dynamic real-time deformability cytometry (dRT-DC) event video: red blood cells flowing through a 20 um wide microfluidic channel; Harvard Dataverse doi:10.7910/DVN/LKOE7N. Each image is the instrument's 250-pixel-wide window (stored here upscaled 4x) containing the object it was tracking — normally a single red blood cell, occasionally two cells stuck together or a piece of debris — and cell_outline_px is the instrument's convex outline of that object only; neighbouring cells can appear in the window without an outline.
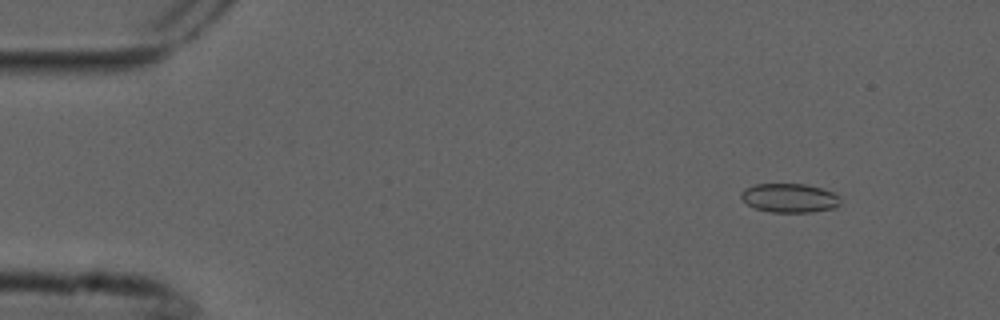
{"species": "common noctule bat (a hibernating species)", "species_latin": "Nyctalus noctula", "temperature_condition": "cold", "stored_images_in_passage": 6, "camera_frame_rate_fps": 3000, "um_per_image_px": 0.085, "animal": {"sex": "male", "forearm_length_mm": 52.5}, "frame": {"image": 1, "passage_image": 2, "time_ms": 0.333, "image_size_px": [1000, 320], "cell_outline_px": [[840, 204], [836, 208], [812, 212], [768, 212], [756, 208], [748, 204], [740, 196], [740, 192], [744, 188], [756, 184], [804, 184], [820, 188], [832, 192], [840, 196]], "centroid_in_image_um": [67.12, 16.83], "position_along_channel_um": 17.9, "area_um2": 16.82}}